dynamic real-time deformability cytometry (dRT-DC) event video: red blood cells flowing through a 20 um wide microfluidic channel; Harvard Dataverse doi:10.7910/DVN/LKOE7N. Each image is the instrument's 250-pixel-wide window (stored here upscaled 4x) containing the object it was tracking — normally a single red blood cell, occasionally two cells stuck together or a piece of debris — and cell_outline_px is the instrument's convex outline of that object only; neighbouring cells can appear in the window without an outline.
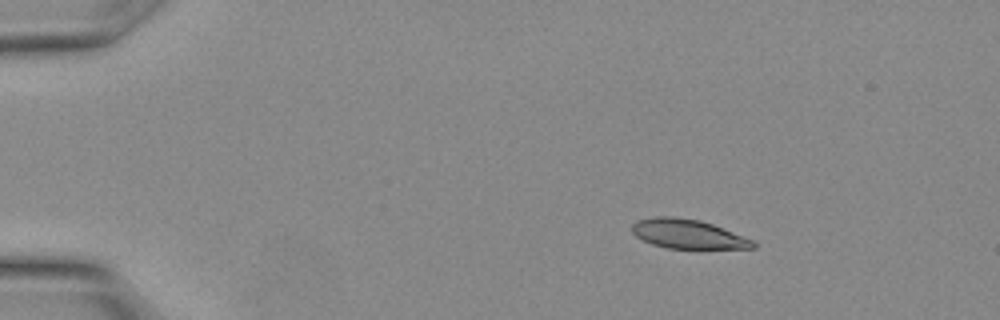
{"species": "Egyptian fruit bat (a non-hibernating species)", "species_latin": "Rousettus aegyptiacus", "temperature_condition": "warm", "stored_images_in_passage": 27, "camera_frame_rate_fps": 3000, "um_per_image_px": 0.085, "animal": {"sex": "female"}, "frame": {"image": 1, "passage_image": 2, "time_ms": 0.333, "image_size_px": [1000, 320], "cell_outline_px": [[756, 248], [668, 248], [652, 244], [636, 236], [632, 232], [632, 224], [636, 220], [656, 216], [672, 216], [700, 220], [712, 224], [752, 240], [756, 244]], "centroid_in_image_um": [58.42, 19.88], "position_along_channel_um": 26.6, "area_um2": 20.35}}
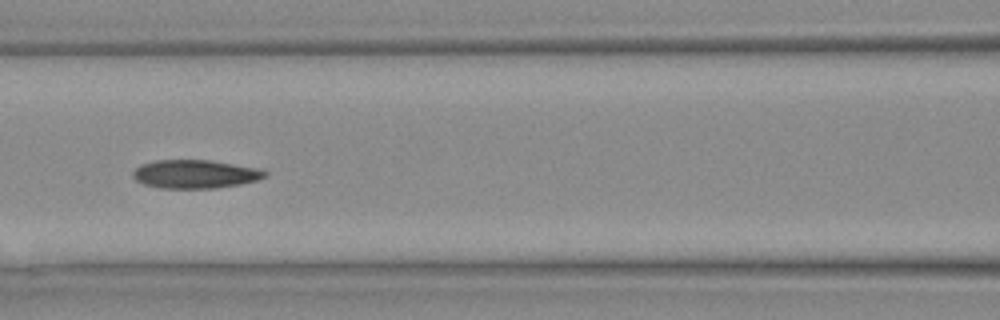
{"frame": {"image": 2, "passage_image": 11, "time_ms": 3.333, "image_size_px": [1000, 320], "cell_outline_px": [[268, 176], [256, 180], [240, 184], [216, 188], [160, 188], [144, 184], [136, 180], [132, 176], [132, 172], [140, 164], [156, 160], [212, 160], [264, 168], [268, 172]], "centroid_in_image_um": [16.64, 14.78], "position_along_channel_um": 150.0, "area_um2": 22.25}}
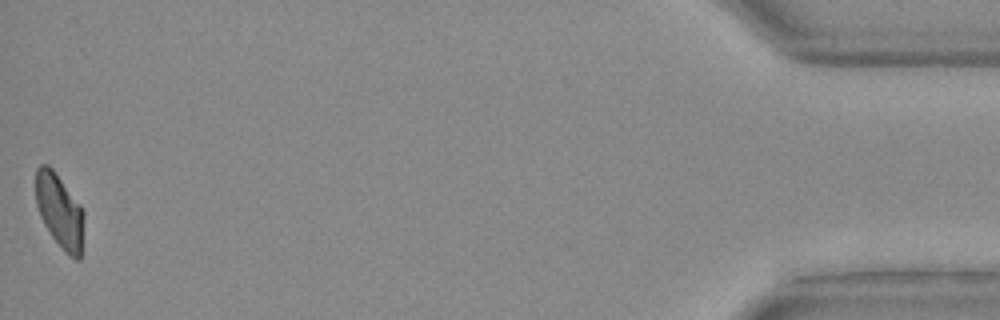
{"frame": {"image": 3, "passage_image": 27, "time_ms": 8.667, "image_size_px": [1000, 320], "cell_outline_px": [[84, 216], [80, 260], [76, 260], [68, 256], [64, 252], [52, 236], [44, 224], [40, 216], [36, 204], [36, 168], [40, 164], [48, 164], [52, 168], [80, 204], [84, 212]], "centroid_in_image_um": [5.07, 17.94], "position_along_channel_um": 430.1, "area_um2": 20.81}}